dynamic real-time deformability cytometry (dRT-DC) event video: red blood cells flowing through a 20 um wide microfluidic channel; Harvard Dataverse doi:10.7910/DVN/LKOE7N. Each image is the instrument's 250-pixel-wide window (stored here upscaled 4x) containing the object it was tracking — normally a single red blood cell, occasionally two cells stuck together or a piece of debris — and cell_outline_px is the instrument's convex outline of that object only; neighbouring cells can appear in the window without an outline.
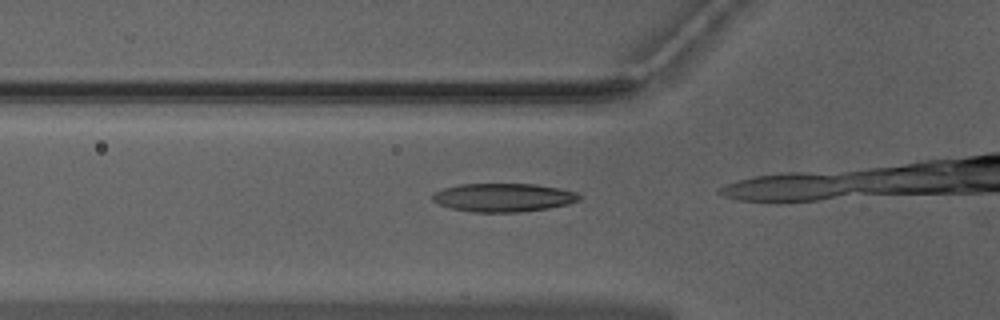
{"species": "Egyptian fruit bat (a non-hibernating species)", "species_latin": "Rousettus aegyptiacus", "temperature_condition": "warm", "stored_images_in_passage": 13, "camera_frame_rate_fps": 3000, "um_per_image_px": 0.085, "animal": {"sex": "male"}, "frame": {"image": 1, "passage_image": 11, "time_ms": 3.333, "image_size_px": [1000, 320], "cell_outline_px": [[580, 200], [548, 208], [520, 212], [472, 212], [452, 208], [440, 204], [432, 200], [432, 192], [444, 188], [460, 184], [536, 184], [560, 188], [576, 192], [580, 196]], "centroid_in_image_um": [42.76, 16.78], "position_along_channel_um": 83.0, "area_um2": 24.22}}